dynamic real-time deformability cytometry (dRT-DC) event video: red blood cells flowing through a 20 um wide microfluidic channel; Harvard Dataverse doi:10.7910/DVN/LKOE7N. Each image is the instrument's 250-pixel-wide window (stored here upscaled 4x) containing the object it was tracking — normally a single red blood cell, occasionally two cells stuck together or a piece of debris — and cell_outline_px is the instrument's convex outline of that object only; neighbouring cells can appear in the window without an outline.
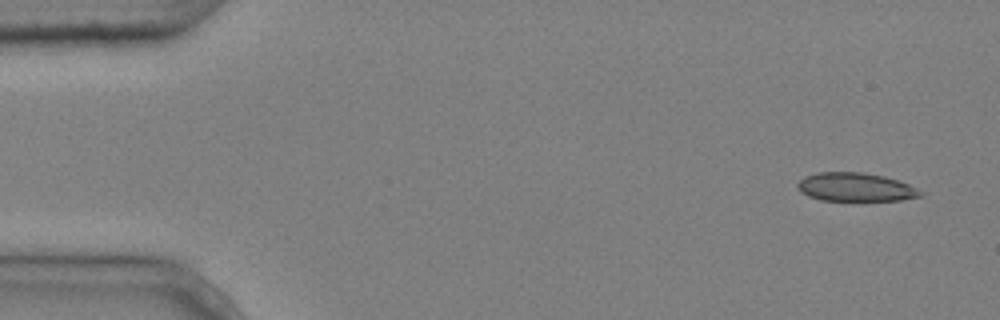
{"species": "common noctule bat (a hibernating species)", "species_latin": "Nyctalus noctula", "temperature_condition": "cold", "stored_images_in_passage": 5, "camera_frame_rate_fps": 3000, "um_per_image_px": 0.085, "animal": {"sex": "male", "body_mass_g": 20.4}, "frame": {"image": 1, "passage_image": 1, "time_ms": 0.0, "image_size_px": [1000, 320], "cell_outline_px": [[924, 196], [900, 200], [820, 200], [808, 196], [800, 192], [796, 184], [804, 176], [816, 172], [860, 172], [884, 176], [908, 184], [924, 192]], "centroid_in_image_um": [72.7, 15.9], "position_along_channel_um": 12.3, "area_um2": 20.46}}
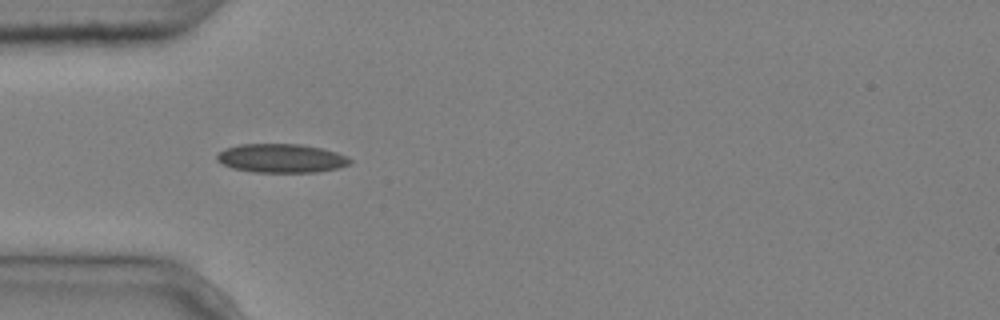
{"frame": {"image": 2, "passage_image": 4, "time_ms": 1.0, "image_size_px": [1000, 320], "cell_outline_px": [[352, 164], [340, 168], [316, 172], [252, 172], [232, 168], [216, 160], [216, 156], [224, 148], [240, 144], [300, 144], [320, 148], [336, 152], [348, 156], [352, 160]], "centroid_in_image_um": [23.94, 13.45], "position_along_channel_um": 61.1, "area_um2": 22.48}}